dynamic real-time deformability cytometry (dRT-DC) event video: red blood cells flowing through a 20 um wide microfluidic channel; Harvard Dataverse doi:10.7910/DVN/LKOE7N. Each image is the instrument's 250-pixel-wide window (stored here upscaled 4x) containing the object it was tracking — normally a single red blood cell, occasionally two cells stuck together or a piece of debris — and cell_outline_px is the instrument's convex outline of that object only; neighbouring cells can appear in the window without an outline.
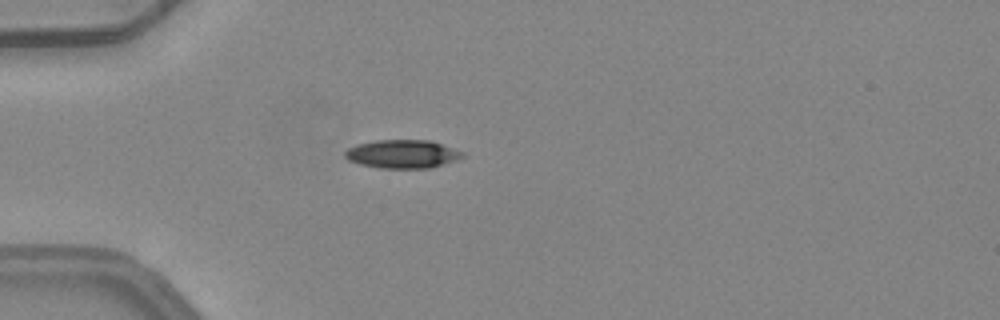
{"species": "common noctule bat (a hibernating species)", "species_latin": "Nyctalus noctula", "temperature_condition": "warm", "stored_images_in_passage": 3, "camera_frame_rate_fps": 3000, "um_per_image_px": 0.085, "animal": {"sex": "female", "body_mass_g": 24.6, "forearm_length_mm": 56.2}, "frame": {"image": 1, "passage_image": 2, "time_ms": 0.333, "image_size_px": [1000, 320], "cell_outline_px": [[464, 156], [428, 168], [380, 168], [360, 164], [348, 160], [344, 156], [344, 152], [348, 148], [356, 144], [376, 140], [428, 140], [464, 152]], "centroid_in_image_um": [34.12, 13.08], "position_along_channel_um": 50.9, "area_um2": 19.13}}